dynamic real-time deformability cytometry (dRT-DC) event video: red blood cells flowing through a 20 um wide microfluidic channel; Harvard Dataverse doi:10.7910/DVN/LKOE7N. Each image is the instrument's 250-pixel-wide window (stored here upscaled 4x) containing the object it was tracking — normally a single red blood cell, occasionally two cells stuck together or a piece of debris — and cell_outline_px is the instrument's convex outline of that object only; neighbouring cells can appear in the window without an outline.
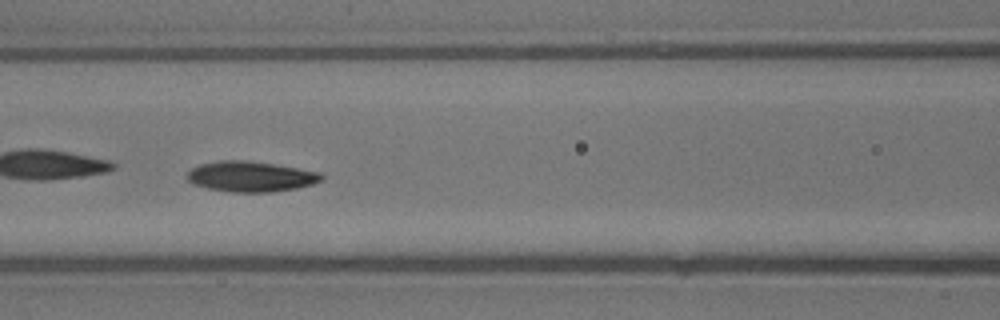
{"species": "common noctule bat (a hibernating species)", "species_latin": "Nyctalus noctula", "temperature_condition": "warm", "stored_images_in_passage": 35, "camera_frame_rate_fps": 3000, "um_per_image_px": 0.085, "animal": {"sex": "male", "body_mass_g": 13.3}, "frame": {"image": 1, "passage_image": 16, "time_ms": 5.0, "image_size_px": [1000, 320], "cell_outline_px": [[324, 180], [312, 184], [296, 188], [272, 192], [232, 192], [208, 188], [196, 184], [188, 180], [188, 172], [192, 168], [200, 164], [220, 160], [248, 160], [320, 172], [324, 176]], "centroid_in_image_um": [21.34, 15.0], "position_along_channel_um": 145.3, "area_um2": 23.64}}
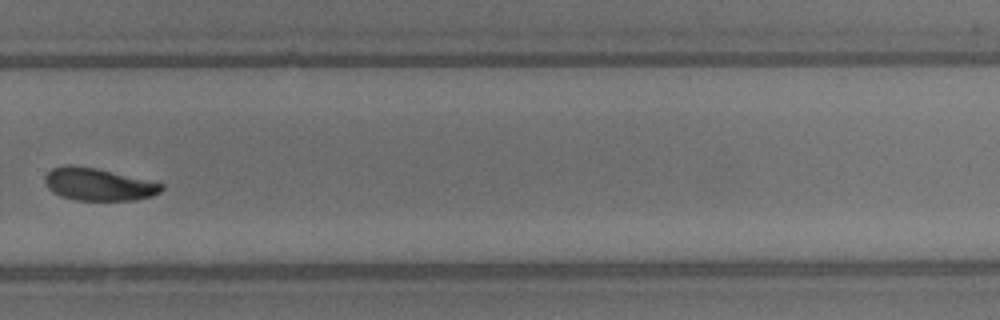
{"frame": {"image": 2, "passage_image": 25, "time_ms": 8.0, "image_size_px": [1000, 320], "cell_outline_px": [[164, 188], [160, 192], [152, 196], [136, 200], [76, 200], [60, 196], [52, 192], [44, 184], [44, 176], [52, 168], [64, 164], [72, 164], [96, 168], [164, 184]], "centroid_in_image_um": [8.31, 15.66], "position_along_channel_um": 321.5, "area_um2": 22.2}}
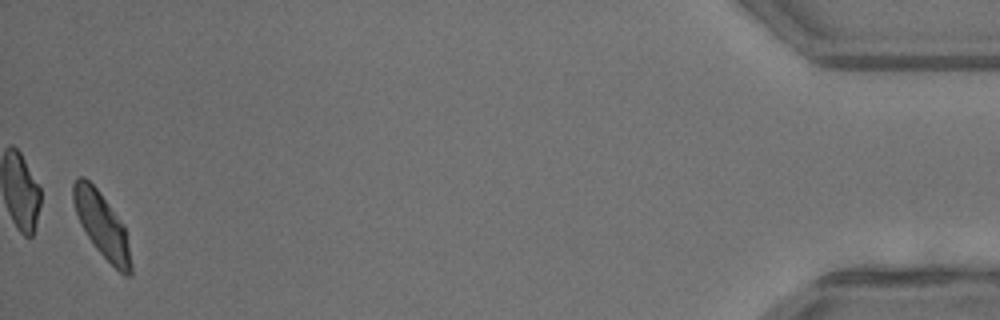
{"frame": {"image": 3, "passage_image": 35, "time_ms": 11.333, "image_size_px": [1000, 320], "cell_outline_px": [[132, 276], [124, 276], [96, 248], [80, 224], [72, 200], [72, 184], [80, 176], [84, 176], [96, 188], [124, 224], [132, 264]], "centroid_in_image_um": [8.66, 19.13], "position_along_channel_um": 426.5, "area_um2": 21.44}}